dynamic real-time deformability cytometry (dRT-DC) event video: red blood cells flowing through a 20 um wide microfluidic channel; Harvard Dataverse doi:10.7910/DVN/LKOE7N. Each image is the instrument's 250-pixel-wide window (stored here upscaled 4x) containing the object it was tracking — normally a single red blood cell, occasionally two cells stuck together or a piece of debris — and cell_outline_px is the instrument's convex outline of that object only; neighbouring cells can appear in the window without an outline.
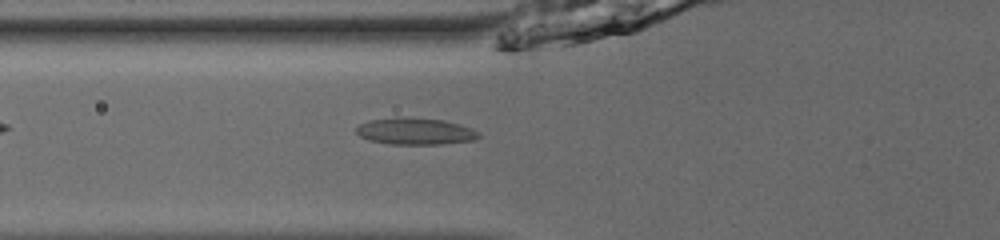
{"species": "common noctule bat (a hibernating species)", "species_latin": "Nyctalus noctula", "temperature_condition": "room temperature", "stored_images_in_passage": 37, "camera_frame_rate_fps": 3000, "um_per_image_px": 0.085, "animal": {"sex": "male", "body_mass_g": 13.0, "forearm_length_mm": 53.1}, "frame": {"image": 1, "passage_image": 6, "time_ms": 1.667, "image_size_px": [1000, 240], "cell_outline_px": [[480, 136], [476, 140], [440, 144], [392, 144], [368, 140], [360, 136], [356, 132], [356, 128], [360, 124], [368, 120], [396, 116], [400, 116], [444, 120], [472, 128], [480, 132]], "centroid_in_image_um": [35.29, 11.15], "position_along_channel_um": 90.5, "area_um2": 19.31}}
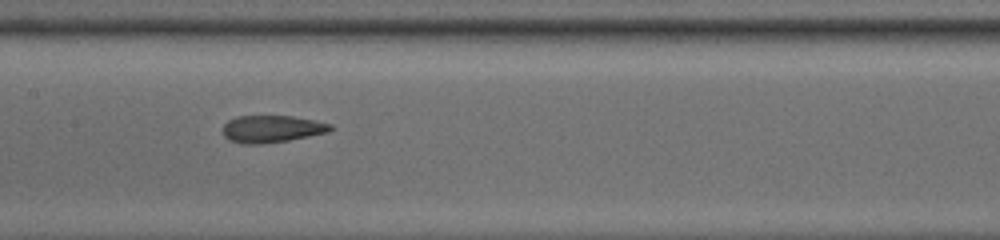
{"frame": {"image": 2, "passage_image": 13, "time_ms": 4.0, "image_size_px": [1000, 240], "cell_outline_px": [[336, 128], [328, 132], [288, 140], [260, 144], [244, 144], [228, 140], [224, 136], [224, 124], [228, 120], [236, 116], [292, 116], [332, 124]], "centroid_in_image_um": [23.1, 10.96], "position_along_channel_um": 184.3, "area_um2": 16.99}}
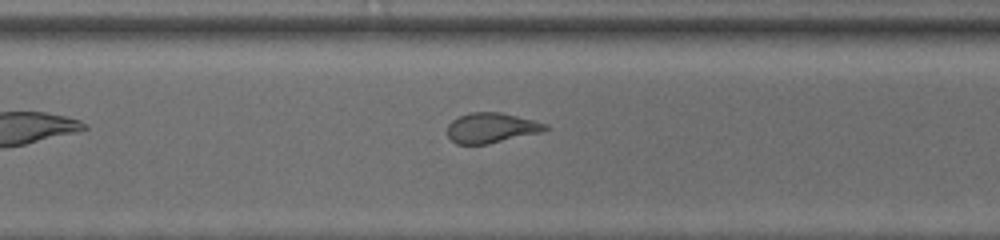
{"frame": {"image": 3, "passage_image": 24, "time_ms": 7.667, "image_size_px": [1000, 240], "cell_outline_px": [[548, 128], [540, 132], [488, 144], [456, 144], [448, 136], [448, 124], [452, 120], [460, 116], [472, 112], [500, 112], [548, 124]], "centroid_in_image_um": [41.74, 10.87], "position_along_channel_um": 328.9, "area_um2": 16.94}, "authors_computed_cell_mechanics": {"area_um2": 17.8024, "velocity_mm_per_s": 3.9583, "shape_relaxation_time_tau1_ms": 10.436, "shape_relaxation_time_tau2_ms": 1.5174, "deformation_change_tau1": 0.2683, "deformation_change_tau2": 0.09}}